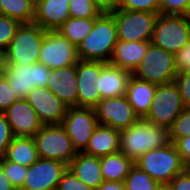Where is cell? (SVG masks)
Masks as SVG:
<instances>
[{
  "mask_svg": "<svg viewBox=\"0 0 190 190\" xmlns=\"http://www.w3.org/2000/svg\"><path fill=\"white\" fill-rule=\"evenodd\" d=\"M156 190H170L168 185H162L160 184Z\"/></svg>",
  "mask_w": 190,
  "mask_h": 190,
  "instance_id": "47",
  "label": "cell"
},
{
  "mask_svg": "<svg viewBox=\"0 0 190 190\" xmlns=\"http://www.w3.org/2000/svg\"><path fill=\"white\" fill-rule=\"evenodd\" d=\"M134 161L122 152L100 157L101 173L104 181L124 182Z\"/></svg>",
  "mask_w": 190,
  "mask_h": 190,
  "instance_id": "26",
  "label": "cell"
},
{
  "mask_svg": "<svg viewBox=\"0 0 190 190\" xmlns=\"http://www.w3.org/2000/svg\"><path fill=\"white\" fill-rule=\"evenodd\" d=\"M159 13L190 16V0H159Z\"/></svg>",
  "mask_w": 190,
  "mask_h": 190,
  "instance_id": "34",
  "label": "cell"
},
{
  "mask_svg": "<svg viewBox=\"0 0 190 190\" xmlns=\"http://www.w3.org/2000/svg\"><path fill=\"white\" fill-rule=\"evenodd\" d=\"M174 54L162 48L149 45L146 55L133 71L132 76L156 85L175 81Z\"/></svg>",
  "mask_w": 190,
  "mask_h": 190,
  "instance_id": "7",
  "label": "cell"
},
{
  "mask_svg": "<svg viewBox=\"0 0 190 190\" xmlns=\"http://www.w3.org/2000/svg\"><path fill=\"white\" fill-rule=\"evenodd\" d=\"M134 165L162 185H167L177 174L185 170L174 143L147 151L134 161Z\"/></svg>",
  "mask_w": 190,
  "mask_h": 190,
  "instance_id": "3",
  "label": "cell"
},
{
  "mask_svg": "<svg viewBox=\"0 0 190 190\" xmlns=\"http://www.w3.org/2000/svg\"><path fill=\"white\" fill-rule=\"evenodd\" d=\"M0 164L3 167L4 173L10 180L16 190H20L25 182L28 167L12 161H7L4 158L0 159Z\"/></svg>",
  "mask_w": 190,
  "mask_h": 190,
  "instance_id": "30",
  "label": "cell"
},
{
  "mask_svg": "<svg viewBox=\"0 0 190 190\" xmlns=\"http://www.w3.org/2000/svg\"><path fill=\"white\" fill-rule=\"evenodd\" d=\"M98 124L124 130L139 120L126 96L101 99L94 107Z\"/></svg>",
  "mask_w": 190,
  "mask_h": 190,
  "instance_id": "13",
  "label": "cell"
},
{
  "mask_svg": "<svg viewBox=\"0 0 190 190\" xmlns=\"http://www.w3.org/2000/svg\"><path fill=\"white\" fill-rule=\"evenodd\" d=\"M35 2L33 0H0V14L22 23H32Z\"/></svg>",
  "mask_w": 190,
  "mask_h": 190,
  "instance_id": "28",
  "label": "cell"
},
{
  "mask_svg": "<svg viewBox=\"0 0 190 190\" xmlns=\"http://www.w3.org/2000/svg\"><path fill=\"white\" fill-rule=\"evenodd\" d=\"M190 41V16L158 14L150 43L176 53Z\"/></svg>",
  "mask_w": 190,
  "mask_h": 190,
  "instance_id": "5",
  "label": "cell"
},
{
  "mask_svg": "<svg viewBox=\"0 0 190 190\" xmlns=\"http://www.w3.org/2000/svg\"><path fill=\"white\" fill-rule=\"evenodd\" d=\"M131 76L130 71L106 63L101 68L98 78L100 100L125 96Z\"/></svg>",
  "mask_w": 190,
  "mask_h": 190,
  "instance_id": "20",
  "label": "cell"
},
{
  "mask_svg": "<svg viewBox=\"0 0 190 190\" xmlns=\"http://www.w3.org/2000/svg\"><path fill=\"white\" fill-rule=\"evenodd\" d=\"M167 185L170 190H190V174L184 170L177 174Z\"/></svg>",
  "mask_w": 190,
  "mask_h": 190,
  "instance_id": "41",
  "label": "cell"
},
{
  "mask_svg": "<svg viewBox=\"0 0 190 190\" xmlns=\"http://www.w3.org/2000/svg\"><path fill=\"white\" fill-rule=\"evenodd\" d=\"M68 169L93 190L104 182L100 167V157L79 152L68 164Z\"/></svg>",
  "mask_w": 190,
  "mask_h": 190,
  "instance_id": "22",
  "label": "cell"
},
{
  "mask_svg": "<svg viewBox=\"0 0 190 190\" xmlns=\"http://www.w3.org/2000/svg\"><path fill=\"white\" fill-rule=\"evenodd\" d=\"M43 125L62 124L68 107L47 87L33 88L25 98Z\"/></svg>",
  "mask_w": 190,
  "mask_h": 190,
  "instance_id": "16",
  "label": "cell"
},
{
  "mask_svg": "<svg viewBox=\"0 0 190 190\" xmlns=\"http://www.w3.org/2000/svg\"><path fill=\"white\" fill-rule=\"evenodd\" d=\"M173 59L177 73L190 71V41L180 51L174 53Z\"/></svg>",
  "mask_w": 190,
  "mask_h": 190,
  "instance_id": "39",
  "label": "cell"
},
{
  "mask_svg": "<svg viewBox=\"0 0 190 190\" xmlns=\"http://www.w3.org/2000/svg\"><path fill=\"white\" fill-rule=\"evenodd\" d=\"M69 13L74 18H97L101 11L93 0H70Z\"/></svg>",
  "mask_w": 190,
  "mask_h": 190,
  "instance_id": "31",
  "label": "cell"
},
{
  "mask_svg": "<svg viewBox=\"0 0 190 190\" xmlns=\"http://www.w3.org/2000/svg\"><path fill=\"white\" fill-rule=\"evenodd\" d=\"M0 190H16L10 180L4 173L3 167L0 164Z\"/></svg>",
  "mask_w": 190,
  "mask_h": 190,
  "instance_id": "45",
  "label": "cell"
},
{
  "mask_svg": "<svg viewBox=\"0 0 190 190\" xmlns=\"http://www.w3.org/2000/svg\"><path fill=\"white\" fill-rule=\"evenodd\" d=\"M160 184L134 165L125 177V190H156Z\"/></svg>",
  "mask_w": 190,
  "mask_h": 190,
  "instance_id": "29",
  "label": "cell"
},
{
  "mask_svg": "<svg viewBox=\"0 0 190 190\" xmlns=\"http://www.w3.org/2000/svg\"><path fill=\"white\" fill-rule=\"evenodd\" d=\"M185 170L190 174V162L185 165Z\"/></svg>",
  "mask_w": 190,
  "mask_h": 190,
  "instance_id": "48",
  "label": "cell"
},
{
  "mask_svg": "<svg viewBox=\"0 0 190 190\" xmlns=\"http://www.w3.org/2000/svg\"><path fill=\"white\" fill-rule=\"evenodd\" d=\"M33 138L39 158L58 160L68 166L77 155L70 137L61 124L43 125Z\"/></svg>",
  "mask_w": 190,
  "mask_h": 190,
  "instance_id": "6",
  "label": "cell"
},
{
  "mask_svg": "<svg viewBox=\"0 0 190 190\" xmlns=\"http://www.w3.org/2000/svg\"><path fill=\"white\" fill-rule=\"evenodd\" d=\"M174 145L176 146L178 153L184 165L190 162V135L178 139Z\"/></svg>",
  "mask_w": 190,
  "mask_h": 190,
  "instance_id": "42",
  "label": "cell"
},
{
  "mask_svg": "<svg viewBox=\"0 0 190 190\" xmlns=\"http://www.w3.org/2000/svg\"><path fill=\"white\" fill-rule=\"evenodd\" d=\"M120 152L137 160L149 150L170 144L169 129L139 119L129 128L120 131Z\"/></svg>",
  "mask_w": 190,
  "mask_h": 190,
  "instance_id": "1",
  "label": "cell"
},
{
  "mask_svg": "<svg viewBox=\"0 0 190 190\" xmlns=\"http://www.w3.org/2000/svg\"><path fill=\"white\" fill-rule=\"evenodd\" d=\"M174 82L179 88L185 107L190 108V71L177 73Z\"/></svg>",
  "mask_w": 190,
  "mask_h": 190,
  "instance_id": "40",
  "label": "cell"
},
{
  "mask_svg": "<svg viewBox=\"0 0 190 190\" xmlns=\"http://www.w3.org/2000/svg\"><path fill=\"white\" fill-rule=\"evenodd\" d=\"M6 78L0 72V112L3 113L19 98L13 93Z\"/></svg>",
  "mask_w": 190,
  "mask_h": 190,
  "instance_id": "36",
  "label": "cell"
},
{
  "mask_svg": "<svg viewBox=\"0 0 190 190\" xmlns=\"http://www.w3.org/2000/svg\"><path fill=\"white\" fill-rule=\"evenodd\" d=\"M150 44V41L127 42L123 40H117L112 58L109 63L115 67H120L133 73V71L142 61L143 57L146 55Z\"/></svg>",
  "mask_w": 190,
  "mask_h": 190,
  "instance_id": "21",
  "label": "cell"
},
{
  "mask_svg": "<svg viewBox=\"0 0 190 190\" xmlns=\"http://www.w3.org/2000/svg\"><path fill=\"white\" fill-rule=\"evenodd\" d=\"M46 30L38 24L22 23L4 52V63L32 65L38 63Z\"/></svg>",
  "mask_w": 190,
  "mask_h": 190,
  "instance_id": "4",
  "label": "cell"
},
{
  "mask_svg": "<svg viewBox=\"0 0 190 190\" xmlns=\"http://www.w3.org/2000/svg\"><path fill=\"white\" fill-rule=\"evenodd\" d=\"M57 190H93L79 180L68 168L62 174Z\"/></svg>",
  "mask_w": 190,
  "mask_h": 190,
  "instance_id": "37",
  "label": "cell"
},
{
  "mask_svg": "<svg viewBox=\"0 0 190 190\" xmlns=\"http://www.w3.org/2000/svg\"><path fill=\"white\" fill-rule=\"evenodd\" d=\"M185 108L175 82L157 85L151 108L144 119L169 129Z\"/></svg>",
  "mask_w": 190,
  "mask_h": 190,
  "instance_id": "9",
  "label": "cell"
},
{
  "mask_svg": "<svg viewBox=\"0 0 190 190\" xmlns=\"http://www.w3.org/2000/svg\"><path fill=\"white\" fill-rule=\"evenodd\" d=\"M95 19L70 17L56 31L77 46L92 31Z\"/></svg>",
  "mask_w": 190,
  "mask_h": 190,
  "instance_id": "27",
  "label": "cell"
},
{
  "mask_svg": "<svg viewBox=\"0 0 190 190\" xmlns=\"http://www.w3.org/2000/svg\"><path fill=\"white\" fill-rule=\"evenodd\" d=\"M3 64H4V52L0 50V72L2 71Z\"/></svg>",
  "mask_w": 190,
  "mask_h": 190,
  "instance_id": "46",
  "label": "cell"
},
{
  "mask_svg": "<svg viewBox=\"0 0 190 190\" xmlns=\"http://www.w3.org/2000/svg\"><path fill=\"white\" fill-rule=\"evenodd\" d=\"M105 62L79 60L76 63L78 81L77 107L94 108L100 101L98 78Z\"/></svg>",
  "mask_w": 190,
  "mask_h": 190,
  "instance_id": "15",
  "label": "cell"
},
{
  "mask_svg": "<svg viewBox=\"0 0 190 190\" xmlns=\"http://www.w3.org/2000/svg\"><path fill=\"white\" fill-rule=\"evenodd\" d=\"M190 135V108H185L169 128L171 143Z\"/></svg>",
  "mask_w": 190,
  "mask_h": 190,
  "instance_id": "32",
  "label": "cell"
},
{
  "mask_svg": "<svg viewBox=\"0 0 190 190\" xmlns=\"http://www.w3.org/2000/svg\"><path fill=\"white\" fill-rule=\"evenodd\" d=\"M156 88V84L130 77L125 96L139 119L148 114Z\"/></svg>",
  "mask_w": 190,
  "mask_h": 190,
  "instance_id": "23",
  "label": "cell"
},
{
  "mask_svg": "<svg viewBox=\"0 0 190 190\" xmlns=\"http://www.w3.org/2000/svg\"><path fill=\"white\" fill-rule=\"evenodd\" d=\"M117 28L110 13H101L92 31L77 45L80 60L109 63L117 43Z\"/></svg>",
  "mask_w": 190,
  "mask_h": 190,
  "instance_id": "2",
  "label": "cell"
},
{
  "mask_svg": "<svg viewBox=\"0 0 190 190\" xmlns=\"http://www.w3.org/2000/svg\"><path fill=\"white\" fill-rule=\"evenodd\" d=\"M119 9L159 14V0H121Z\"/></svg>",
  "mask_w": 190,
  "mask_h": 190,
  "instance_id": "35",
  "label": "cell"
},
{
  "mask_svg": "<svg viewBox=\"0 0 190 190\" xmlns=\"http://www.w3.org/2000/svg\"><path fill=\"white\" fill-rule=\"evenodd\" d=\"M120 131L105 125L94 130L84 153L102 157L120 151Z\"/></svg>",
  "mask_w": 190,
  "mask_h": 190,
  "instance_id": "24",
  "label": "cell"
},
{
  "mask_svg": "<svg viewBox=\"0 0 190 190\" xmlns=\"http://www.w3.org/2000/svg\"><path fill=\"white\" fill-rule=\"evenodd\" d=\"M21 25L18 20L0 14V50L5 52L16 30Z\"/></svg>",
  "mask_w": 190,
  "mask_h": 190,
  "instance_id": "33",
  "label": "cell"
},
{
  "mask_svg": "<svg viewBox=\"0 0 190 190\" xmlns=\"http://www.w3.org/2000/svg\"><path fill=\"white\" fill-rule=\"evenodd\" d=\"M70 0H37L33 22L46 31L58 29L70 18Z\"/></svg>",
  "mask_w": 190,
  "mask_h": 190,
  "instance_id": "19",
  "label": "cell"
},
{
  "mask_svg": "<svg viewBox=\"0 0 190 190\" xmlns=\"http://www.w3.org/2000/svg\"><path fill=\"white\" fill-rule=\"evenodd\" d=\"M67 168L61 161L39 158L28 167L20 190H57L61 176Z\"/></svg>",
  "mask_w": 190,
  "mask_h": 190,
  "instance_id": "14",
  "label": "cell"
},
{
  "mask_svg": "<svg viewBox=\"0 0 190 190\" xmlns=\"http://www.w3.org/2000/svg\"><path fill=\"white\" fill-rule=\"evenodd\" d=\"M72 141L77 153L84 152L99 125L94 108L69 107L61 124Z\"/></svg>",
  "mask_w": 190,
  "mask_h": 190,
  "instance_id": "12",
  "label": "cell"
},
{
  "mask_svg": "<svg viewBox=\"0 0 190 190\" xmlns=\"http://www.w3.org/2000/svg\"><path fill=\"white\" fill-rule=\"evenodd\" d=\"M1 73L19 99H25L28 93L37 87H47L51 70L42 63L21 65L4 63Z\"/></svg>",
  "mask_w": 190,
  "mask_h": 190,
  "instance_id": "8",
  "label": "cell"
},
{
  "mask_svg": "<svg viewBox=\"0 0 190 190\" xmlns=\"http://www.w3.org/2000/svg\"><path fill=\"white\" fill-rule=\"evenodd\" d=\"M115 20L118 40L151 41L158 14L147 11L122 10L110 13Z\"/></svg>",
  "mask_w": 190,
  "mask_h": 190,
  "instance_id": "10",
  "label": "cell"
},
{
  "mask_svg": "<svg viewBox=\"0 0 190 190\" xmlns=\"http://www.w3.org/2000/svg\"><path fill=\"white\" fill-rule=\"evenodd\" d=\"M95 190H125L124 182L104 181Z\"/></svg>",
  "mask_w": 190,
  "mask_h": 190,
  "instance_id": "44",
  "label": "cell"
},
{
  "mask_svg": "<svg viewBox=\"0 0 190 190\" xmlns=\"http://www.w3.org/2000/svg\"><path fill=\"white\" fill-rule=\"evenodd\" d=\"M3 158L29 167L39 159L33 137H14Z\"/></svg>",
  "mask_w": 190,
  "mask_h": 190,
  "instance_id": "25",
  "label": "cell"
},
{
  "mask_svg": "<svg viewBox=\"0 0 190 190\" xmlns=\"http://www.w3.org/2000/svg\"><path fill=\"white\" fill-rule=\"evenodd\" d=\"M13 138L14 136L5 114L0 112V159L5 155L6 149Z\"/></svg>",
  "mask_w": 190,
  "mask_h": 190,
  "instance_id": "38",
  "label": "cell"
},
{
  "mask_svg": "<svg viewBox=\"0 0 190 190\" xmlns=\"http://www.w3.org/2000/svg\"><path fill=\"white\" fill-rule=\"evenodd\" d=\"M47 88L69 107H77L76 65L51 70Z\"/></svg>",
  "mask_w": 190,
  "mask_h": 190,
  "instance_id": "18",
  "label": "cell"
},
{
  "mask_svg": "<svg viewBox=\"0 0 190 190\" xmlns=\"http://www.w3.org/2000/svg\"><path fill=\"white\" fill-rule=\"evenodd\" d=\"M77 46L56 30L46 31L39 53V63L50 70L76 65L79 61Z\"/></svg>",
  "mask_w": 190,
  "mask_h": 190,
  "instance_id": "11",
  "label": "cell"
},
{
  "mask_svg": "<svg viewBox=\"0 0 190 190\" xmlns=\"http://www.w3.org/2000/svg\"><path fill=\"white\" fill-rule=\"evenodd\" d=\"M3 113L14 137H34L43 127L36 111L25 99L15 101Z\"/></svg>",
  "mask_w": 190,
  "mask_h": 190,
  "instance_id": "17",
  "label": "cell"
},
{
  "mask_svg": "<svg viewBox=\"0 0 190 190\" xmlns=\"http://www.w3.org/2000/svg\"><path fill=\"white\" fill-rule=\"evenodd\" d=\"M101 13H111L119 10L121 0H93Z\"/></svg>",
  "mask_w": 190,
  "mask_h": 190,
  "instance_id": "43",
  "label": "cell"
}]
</instances>
